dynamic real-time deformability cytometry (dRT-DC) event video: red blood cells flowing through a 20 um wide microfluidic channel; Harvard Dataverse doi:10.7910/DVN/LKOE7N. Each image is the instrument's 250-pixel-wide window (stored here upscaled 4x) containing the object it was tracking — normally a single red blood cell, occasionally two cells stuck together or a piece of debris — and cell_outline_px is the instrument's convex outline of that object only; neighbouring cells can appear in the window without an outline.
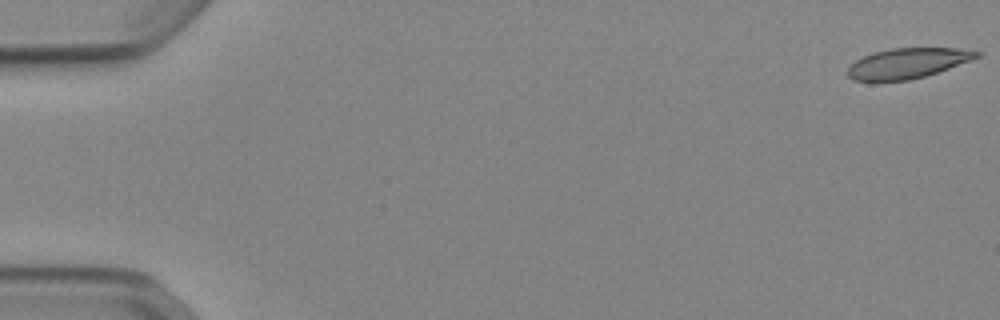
{"species": "Egyptian fruit bat (a non-hibernating species)", "species_latin": "Rousettus aegyptiacus", "temperature_condition": "cold", "stored_images_in_passage": 17, "camera_frame_rate_fps": 3000, "um_per_image_px": 0.085, "animal": {"sex": "female"}, "frame": {"image": 1, "passage_image": 1, "time_ms": 0.0, "image_size_px": [1000, 320], "cell_outline_px": [[980, 56], [948, 68], [924, 76], [908, 80], [876, 84], [872, 84], [852, 80], [848, 76], [848, 68], [856, 60], [864, 56], [876, 52], [892, 48], [956, 48], [980, 52]], "centroid_in_image_um": [77.03, 5.42], "position_along_channel_um": 8.0, "area_um2": 22.95}}
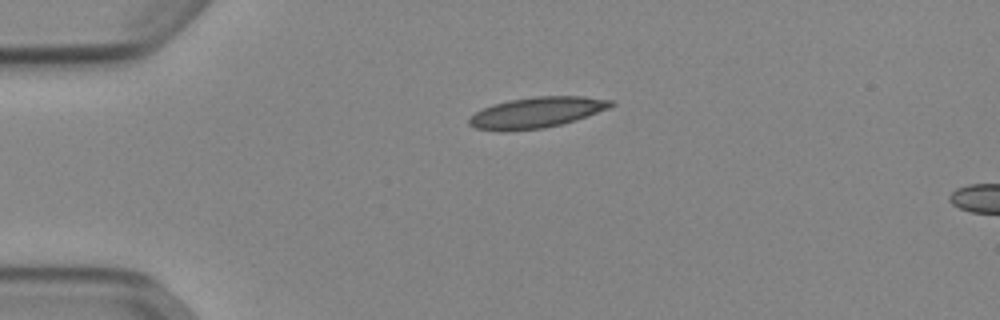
{"frame": {"image": 2, "passage_image": 13, "time_ms": 4.0, "image_size_px": [1000, 320], "cell_outline_px": [[616, 104], [608, 108], [588, 116], [576, 120], [544, 128], [508, 132], [500, 132], [476, 128], [468, 124], [468, 120], [476, 112], [492, 104], [508, 100], [536, 96], [584, 96], [612, 100]], "centroid_in_image_um": [45.6, 9.57], "position_along_channel_um": 39.4, "area_um2": 25.61}}